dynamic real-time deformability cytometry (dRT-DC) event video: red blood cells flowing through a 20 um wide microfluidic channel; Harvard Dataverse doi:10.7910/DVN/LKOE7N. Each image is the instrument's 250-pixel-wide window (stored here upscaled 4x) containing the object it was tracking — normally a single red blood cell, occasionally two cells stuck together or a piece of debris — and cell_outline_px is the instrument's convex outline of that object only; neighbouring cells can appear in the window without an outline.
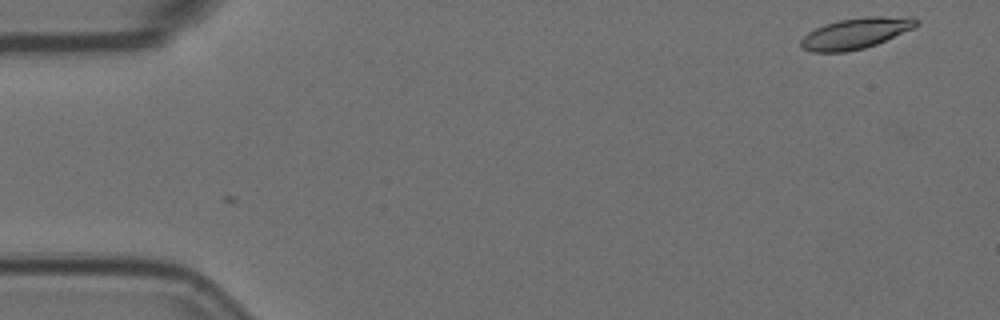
{"species": "Egyptian fruit bat (a non-hibernating species)", "species_latin": "Rousettus aegyptiacus", "temperature_condition": "room temperature", "stored_images_in_passage": 2, "camera_frame_rate_fps": 3000, "um_per_image_px": 0.085, "animal": {"sex": "female"}, "frame": {"image": 1, "passage_image": 2, "time_ms": 0.333, "image_size_px": [1000, 320], "cell_outline_px": [[920, 24], [912, 28], [876, 44], [864, 48], [844, 52], [812, 52], [800, 48], [800, 40], [808, 32], [824, 24], [840, 20], [868, 16], [912, 16], [920, 20]], "centroid_in_image_um": [72.74, 2.82], "position_along_channel_um": 12.3, "area_um2": 20.81}}